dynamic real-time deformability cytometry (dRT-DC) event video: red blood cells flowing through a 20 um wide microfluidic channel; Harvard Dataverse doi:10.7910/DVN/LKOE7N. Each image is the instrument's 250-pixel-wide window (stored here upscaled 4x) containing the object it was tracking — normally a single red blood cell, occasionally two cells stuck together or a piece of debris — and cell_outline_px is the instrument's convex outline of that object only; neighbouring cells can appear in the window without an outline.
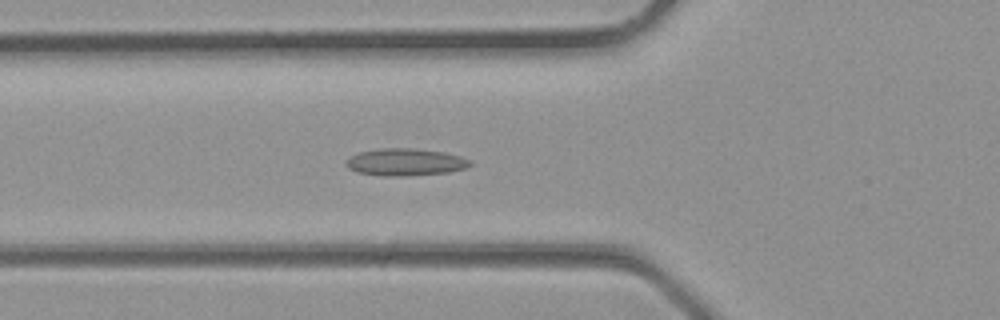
{"species": "common noctule bat (a hibernating species)", "species_latin": "Nyctalus noctula", "temperature_condition": "room temperature", "stored_images_in_passage": 34, "camera_frame_rate_fps": 3000, "um_per_image_px": 0.085, "animal": {"sex": "male", "body_mass_g": 23.1, "forearm_length_mm": 52.7}, "frame": {"image": 1, "passage_image": 12, "time_ms": 3.667, "image_size_px": [1000, 320], "cell_outline_px": [[472, 164], [464, 168], [448, 172], [396, 176], [384, 176], [356, 172], [348, 168], [344, 160], [348, 156], [360, 152], [376, 148], [412, 148], [444, 152], [460, 156], [472, 160]], "centroid_in_image_um": [34.4, 13.76], "position_along_channel_um": 91.4, "area_um2": 19.71}}
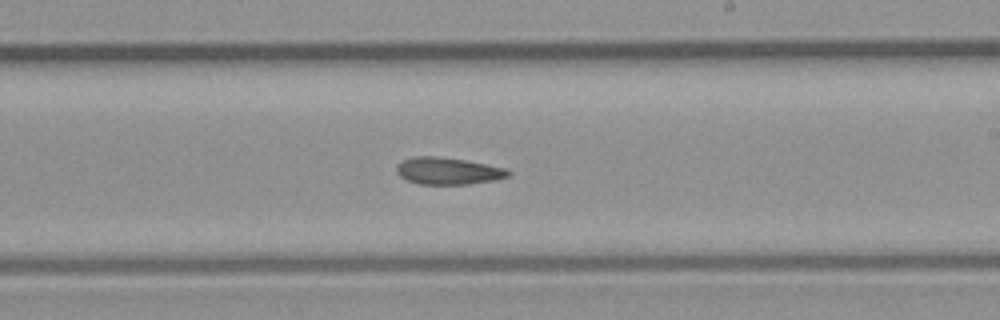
{"frame": {"image": 2, "passage_image": 20, "time_ms": 6.333, "image_size_px": [1000, 320], "cell_outline_px": [[512, 172], [508, 176], [496, 180], [468, 184], [420, 184], [408, 180], [400, 176], [396, 172], [396, 164], [400, 160], [416, 156], [436, 156], [464, 160], [508, 168]], "centroid_in_image_um": [38.08, 14.52], "position_along_channel_um": 250.9, "area_um2": 17.69}}
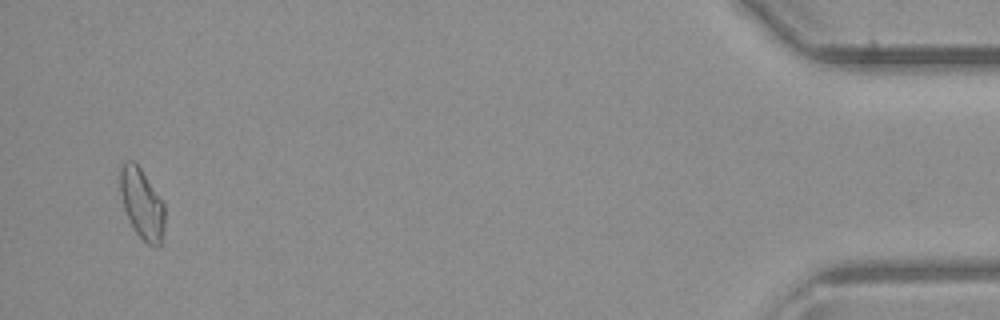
{"frame": {"image": 3, "passage_image": 33, "time_ms": 10.667, "image_size_px": [1000, 320], "cell_outline_px": [[164, 228], [160, 248], [152, 248], [136, 232], [128, 220], [124, 208], [120, 192], [120, 164], [124, 160], [132, 160], [140, 168], [164, 204]], "centroid_in_image_um": [12.05, 17.34], "position_along_channel_um": 423.1, "area_um2": 18.32}}